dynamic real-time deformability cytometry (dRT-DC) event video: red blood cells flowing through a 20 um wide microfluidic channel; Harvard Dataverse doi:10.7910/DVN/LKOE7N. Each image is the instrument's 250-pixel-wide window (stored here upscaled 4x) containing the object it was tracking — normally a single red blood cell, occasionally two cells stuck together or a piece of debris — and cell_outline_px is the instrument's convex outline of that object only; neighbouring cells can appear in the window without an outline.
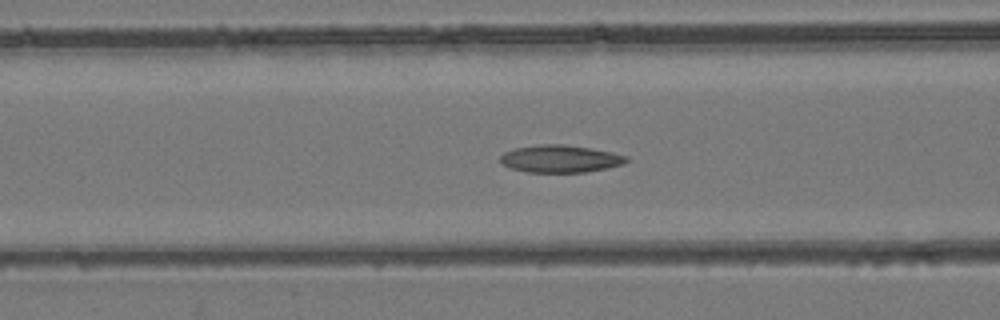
{"species": "common noctule bat (a hibernating species)", "species_latin": "Nyctalus noctula", "temperature_condition": "room temperature", "stored_images_in_passage": 49, "camera_frame_rate_fps": 3000, "um_per_image_px": 0.085, "animal": {"sex": "female", "body_mass_g": 24.6, "forearm_length_mm": 56.2}, "frame": {"image": 1, "passage_image": 20, "time_ms": 6.333, "image_size_px": [1000, 320], "cell_outline_px": [[628, 160], [624, 164], [608, 168], [584, 172], [528, 172], [512, 168], [504, 164], [500, 160], [500, 156], [504, 152], [516, 148], [540, 144], [564, 144], [612, 152], [628, 156]], "centroid_in_image_um": [47.65, 13.49], "position_along_channel_um": 119.0, "area_um2": 20.0}}
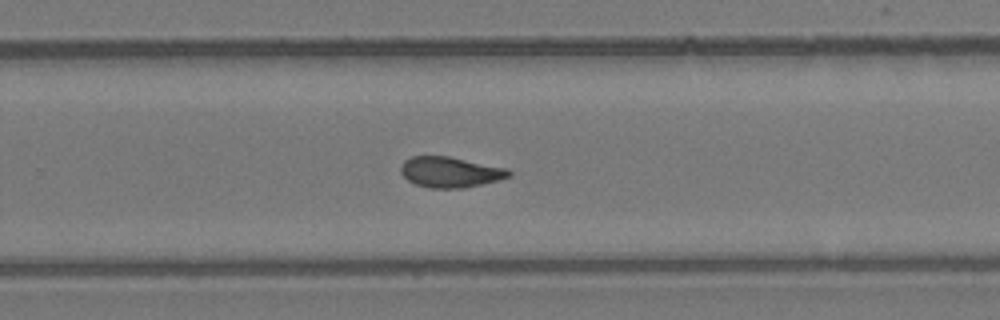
{"frame": {"image": 2, "passage_image": 32, "time_ms": 10.333, "image_size_px": [1000, 320], "cell_outline_px": [[512, 176], [500, 180], [464, 188], [428, 188], [416, 184], [408, 180], [400, 172], [400, 164], [404, 160], [412, 156], [448, 156], [508, 168], [512, 172]], "centroid_in_image_um": [38.28, 14.63], "position_along_channel_um": 291.5, "area_um2": 19.48}}
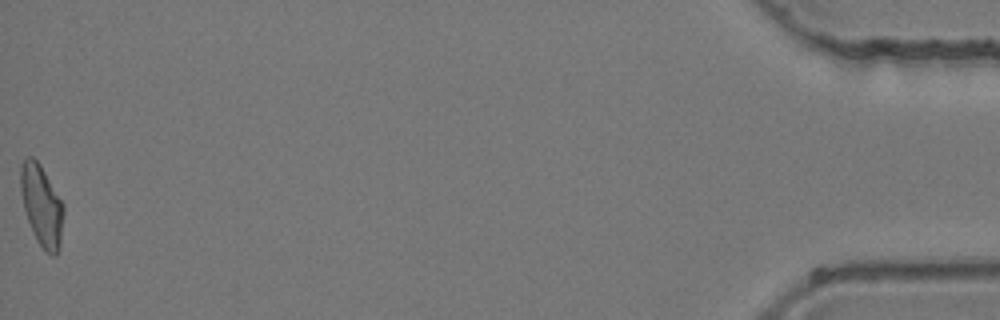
{"frame": {"image": 3, "passage_image": 49, "time_ms": 16.0, "image_size_px": [1000, 320], "cell_outline_px": [[64, 212], [60, 248], [56, 256], [52, 256], [40, 244], [28, 220], [24, 208], [20, 188], [20, 164], [28, 156], [32, 156], [40, 164], [64, 204]], "centroid_in_image_um": [3.56, 17.44], "position_along_channel_um": 431.6, "area_um2": 20.11}}